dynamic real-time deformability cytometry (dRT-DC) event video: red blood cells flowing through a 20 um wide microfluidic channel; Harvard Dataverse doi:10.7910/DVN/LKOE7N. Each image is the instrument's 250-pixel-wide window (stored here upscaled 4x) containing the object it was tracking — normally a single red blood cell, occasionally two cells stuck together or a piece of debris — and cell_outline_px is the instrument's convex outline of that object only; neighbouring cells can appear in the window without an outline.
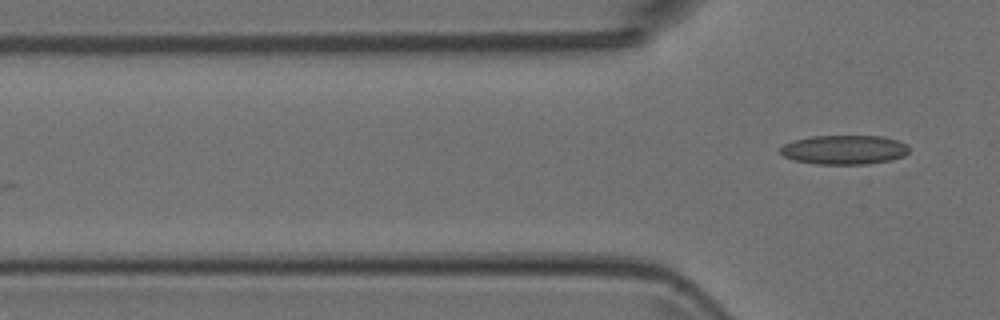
{"species": "Egyptian fruit bat (a non-hibernating species)", "species_latin": "Rousettus aegyptiacus", "temperature_condition": "room temperature", "stored_images_in_passage": 4, "camera_frame_rate_fps": 3000, "um_per_image_px": 0.085, "animal": {"sex": "female"}, "frame": {"image": 1, "passage_image": 4, "time_ms": 1.0, "image_size_px": [1000, 320], "cell_outline_px": [[908, 152], [904, 156], [888, 160], [868, 164], [816, 164], [796, 160], [784, 156], [780, 152], [780, 148], [784, 144], [796, 140], [812, 136], [880, 136], [896, 140], [908, 144]], "centroid_in_image_um": [71.77, 12.73], "position_along_channel_um": 54.0, "area_um2": 21.73}}